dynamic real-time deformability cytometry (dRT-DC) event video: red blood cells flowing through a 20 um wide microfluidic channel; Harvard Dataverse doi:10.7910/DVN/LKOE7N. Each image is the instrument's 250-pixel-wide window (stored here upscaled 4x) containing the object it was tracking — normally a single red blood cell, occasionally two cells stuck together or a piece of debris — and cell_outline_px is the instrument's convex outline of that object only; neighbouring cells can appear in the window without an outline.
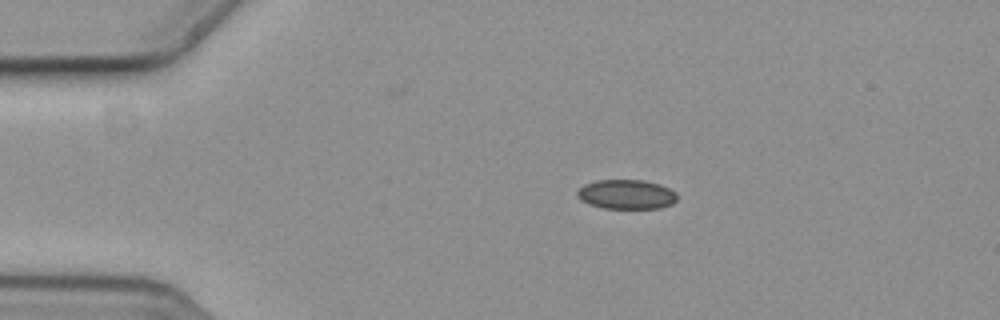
{"species": "common noctule bat (a hibernating species)", "species_latin": "Nyctalus noctula", "temperature_condition": "cold", "stored_images_in_passage": 7, "camera_frame_rate_fps": 3000, "um_per_image_px": 0.085, "animal": {"sex": "female", "body_mass_g": 19.3, "forearm_length_mm": 54.1}, "frame": {"image": 1, "passage_image": 1, "time_ms": 0.0, "image_size_px": [1000, 320], "cell_outline_px": [[676, 200], [672, 204], [660, 208], [604, 208], [588, 204], [580, 200], [576, 192], [584, 184], [596, 180], [644, 180], [660, 184], [676, 192]], "centroid_in_image_um": [53.23, 16.51], "position_along_channel_um": 31.8, "area_um2": 17.17}}
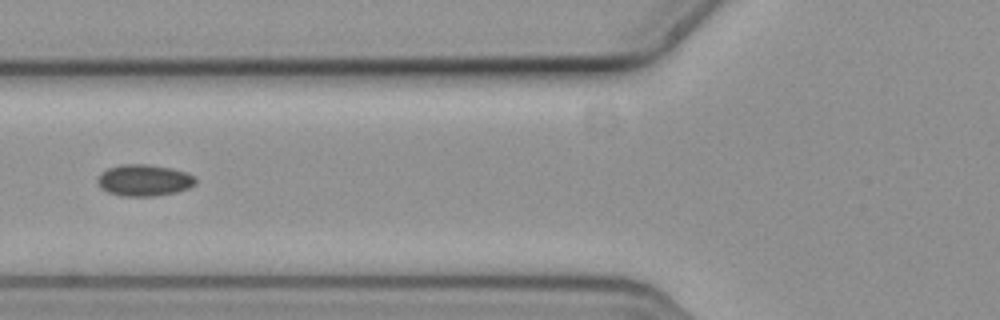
{"frame": {"image": 2, "passage_image": 4, "time_ms": 1.0, "image_size_px": [1000, 320], "cell_outline_px": [[196, 184], [188, 188], [176, 192], [156, 196], [120, 196], [108, 192], [100, 188], [96, 184], [96, 180], [100, 172], [108, 168], [124, 164], [148, 164], [172, 168], [188, 172], [196, 180]], "centroid_in_image_um": [12.22, 15.32], "position_along_channel_um": 113.6, "area_um2": 18.26}}
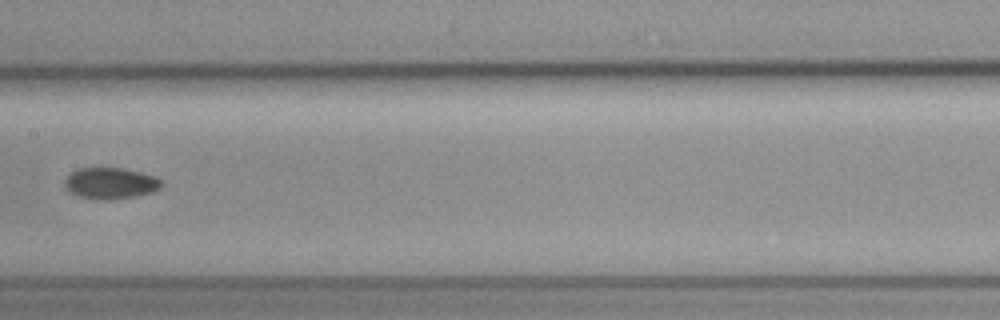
{"frame": {"image": 3, "passage_image": 6, "time_ms": 1.667, "image_size_px": [1000, 320], "cell_outline_px": [[160, 188], [152, 192], [136, 196], [112, 200], [96, 200], [80, 196], [72, 192], [64, 184], [64, 180], [72, 172], [80, 168], [120, 168], [140, 172], [152, 176], [160, 180]], "centroid_in_image_um": [9.38, 15.59], "position_along_channel_um": 198.0, "area_um2": 17.34}}